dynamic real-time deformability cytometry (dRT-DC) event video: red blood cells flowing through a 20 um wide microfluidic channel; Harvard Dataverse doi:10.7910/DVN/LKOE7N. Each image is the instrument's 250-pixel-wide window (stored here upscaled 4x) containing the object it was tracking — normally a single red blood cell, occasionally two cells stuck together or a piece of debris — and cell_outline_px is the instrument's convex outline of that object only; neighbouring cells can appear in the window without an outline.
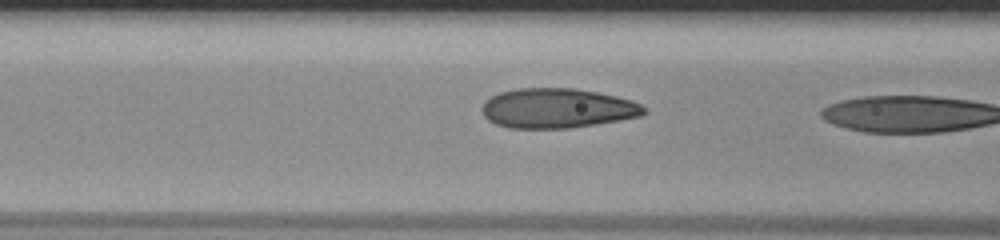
{"species": "human", "species_latin": "Homo sapiens", "temperature_condition": "room temperature", "stored_images_in_passage": 7, "camera_frame_rate_fps": 3000, "um_per_image_px": 0.085, "donor": {"sex": "male"}, "frame": {"image": 1, "passage_image": 3, "time_ms": 0.667, "image_size_px": [1000, 240], "cell_outline_px": [[648, 112], [640, 116], [620, 120], [568, 128], [508, 128], [496, 124], [488, 120], [484, 116], [480, 108], [492, 96], [500, 92], [516, 88], [576, 88], [616, 96], [632, 100], [648, 108]], "centroid_in_image_um": [47.38, 9.2], "position_along_channel_um": 119.2, "area_um2": 37.57}}
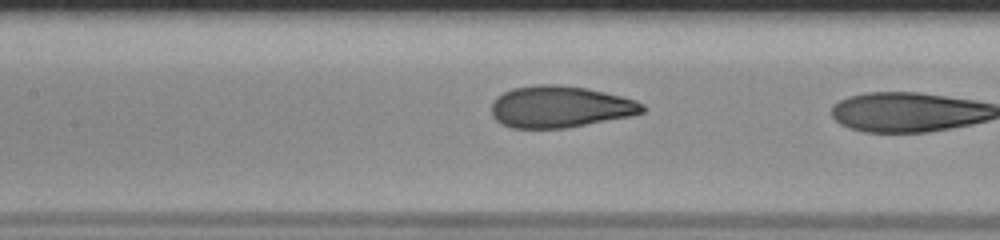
{"frame": {"image": 2, "passage_image": 6, "time_ms": 1.667, "image_size_px": [1000, 240], "cell_outline_px": [[644, 112], [632, 116], [568, 128], [512, 128], [496, 120], [492, 116], [492, 104], [504, 92], [512, 88], [536, 84], [556, 84], [584, 88], [604, 92], [636, 100], [644, 104]], "centroid_in_image_um": [47.63, 9.08], "position_along_channel_um": 159.8, "area_um2": 36.59}}